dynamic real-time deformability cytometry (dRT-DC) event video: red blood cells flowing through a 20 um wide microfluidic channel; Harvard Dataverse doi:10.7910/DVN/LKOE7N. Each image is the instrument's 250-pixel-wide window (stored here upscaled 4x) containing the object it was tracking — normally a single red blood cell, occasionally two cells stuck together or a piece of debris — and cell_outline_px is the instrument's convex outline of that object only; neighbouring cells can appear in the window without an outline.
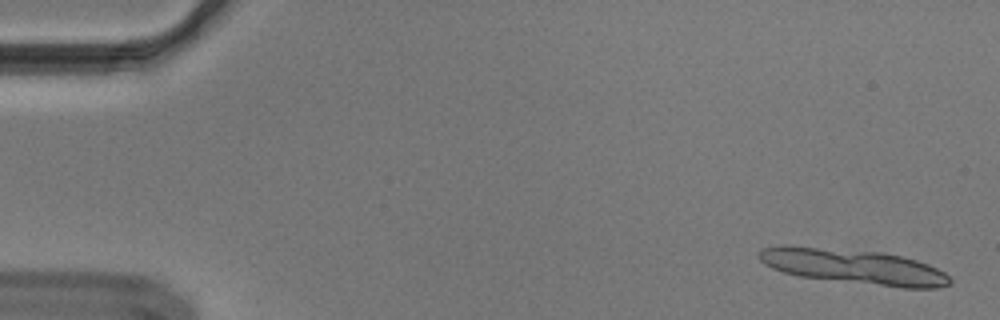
{"species": "Egyptian fruit bat (a non-hibernating species)", "species_latin": "Rousettus aegyptiacus", "temperature_condition": "cold", "stored_images_in_passage": 11, "camera_frame_rate_fps": 3000, "um_per_image_px": 0.085, "animal": {"sex": "male"}, "frame": {"image": 1, "passage_image": 2, "time_ms": 0.333, "image_size_px": [1000, 320], "cell_outline_px": [[952, 284], [940, 288], [900, 288], [800, 276], [784, 272], [772, 268], [764, 264], [756, 256], [756, 252], [760, 248], [780, 244], [788, 244], [880, 252], [900, 256], [916, 260], [928, 264], [944, 272], [952, 280]], "centroid_in_image_um": [72.5, 22.64], "position_along_channel_um": 12.5, "area_um2": 39.36}}